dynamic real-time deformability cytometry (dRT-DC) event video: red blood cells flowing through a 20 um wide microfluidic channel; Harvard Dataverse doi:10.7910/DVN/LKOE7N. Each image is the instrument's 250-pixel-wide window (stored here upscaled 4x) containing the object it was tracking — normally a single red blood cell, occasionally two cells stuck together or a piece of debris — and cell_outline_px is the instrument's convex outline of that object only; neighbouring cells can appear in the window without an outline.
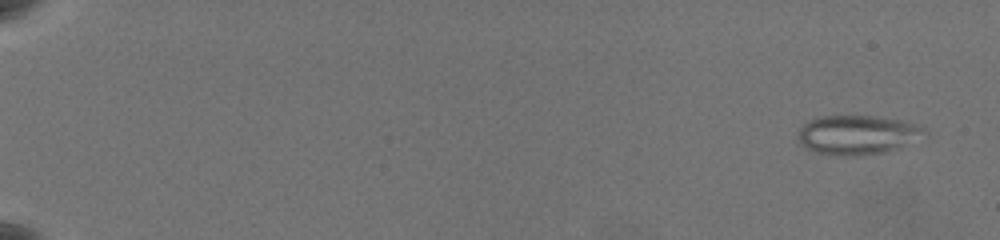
{"species": "common noctule bat (a hibernating species)", "species_latin": "Nyctalus noctula", "temperature_condition": "warm", "stored_images_in_passage": 62, "camera_frame_rate_fps": 3000, "um_per_image_px": 0.085, "animal": {"sex": "female", "body_mass_g": 19.5, "forearm_length_mm": 54.1}, "frame": {"image": 1, "passage_image": 2, "time_ms": 0.333, "image_size_px": [1000, 240], "cell_outline_px": [[928, 140], [880, 152], [852, 156], [844, 156], [820, 152], [808, 148], [800, 140], [800, 128], [804, 124], [812, 120], [824, 116], [868, 116], [896, 120], [924, 128], [928, 132]], "centroid_in_image_um": [73.01, 11.47], "position_along_channel_um": 12.0, "area_um2": 28.32}}
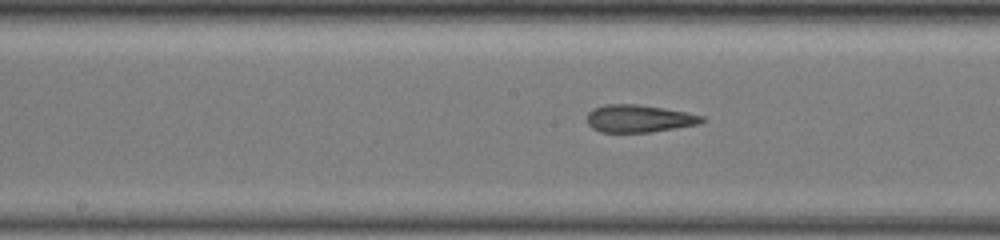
{"frame": {"image": 2, "passage_image": 35, "time_ms": 11.333, "image_size_px": [1000, 240], "cell_outline_px": [[704, 120], [700, 124], [648, 132], [600, 132], [592, 128], [588, 124], [588, 112], [592, 108], [608, 104], [636, 104], [684, 112], [704, 116]], "centroid_in_image_um": [54.28, 10.08], "position_along_channel_um": 193.9, "area_um2": 18.15}}
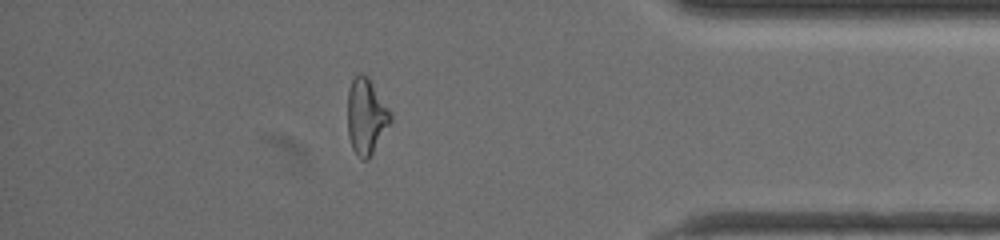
{"frame": {"image": 3, "passage_image": 55, "time_ms": 18.0, "image_size_px": [1000, 240], "cell_outline_px": [[392, 120], [368, 160], [360, 160], [356, 156], [352, 148], [348, 136], [348, 88], [352, 80], [360, 72], [368, 76], [388, 108], [392, 116]], "centroid_in_image_um": [31.11, 9.91], "position_along_channel_um": 404.1, "area_um2": 18.96}, "authors_computed_cell_mechanics": {"area_um2": 19.6231, "velocity_mm_per_s": 3.5091, "shape_relaxation_time_tau1_ms": null, "shape_relaxation_time_tau2_ms": 2.5107, "deformation_change_tau1": null, "deformation_change_tau2": 0.1284}}